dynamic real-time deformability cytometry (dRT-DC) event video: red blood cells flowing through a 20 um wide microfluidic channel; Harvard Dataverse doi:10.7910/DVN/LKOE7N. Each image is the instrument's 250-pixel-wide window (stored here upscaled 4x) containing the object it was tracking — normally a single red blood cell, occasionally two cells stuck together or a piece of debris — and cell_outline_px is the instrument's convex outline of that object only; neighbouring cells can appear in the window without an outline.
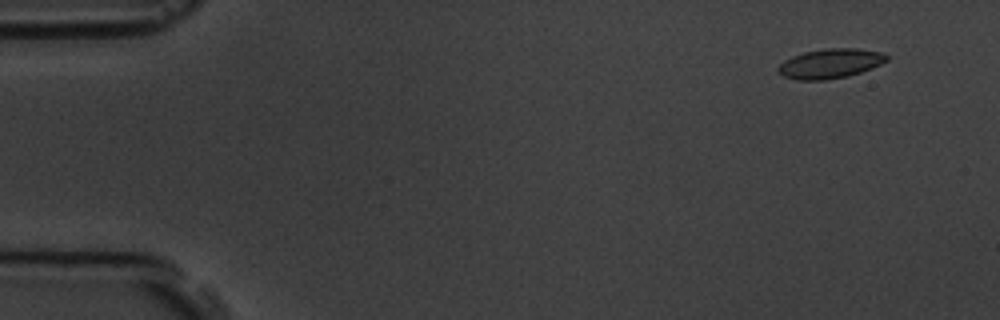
{"species": "common noctule bat (a hibernating species)", "species_latin": "Nyctalus noctula", "temperature_condition": "room temperature", "stored_images_in_passage": 5, "camera_frame_rate_fps": 3000, "um_per_image_px": 0.085, "animal": {"sex": "male", "body_mass_g": 19.5, "forearm_length_mm": 54.6}, "frame": {"image": 1, "passage_image": 1, "time_ms": 0.0, "image_size_px": [1000, 320], "cell_outline_px": [[888, 60], [872, 68], [848, 76], [824, 80], [796, 80], [784, 76], [776, 72], [776, 68], [784, 60], [792, 56], [804, 52], [824, 48], [856, 48], [884, 52], [888, 56]], "centroid_in_image_um": [70.55, 5.39], "position_along_channel_um": 14.4, "area_um2": 18.9}}
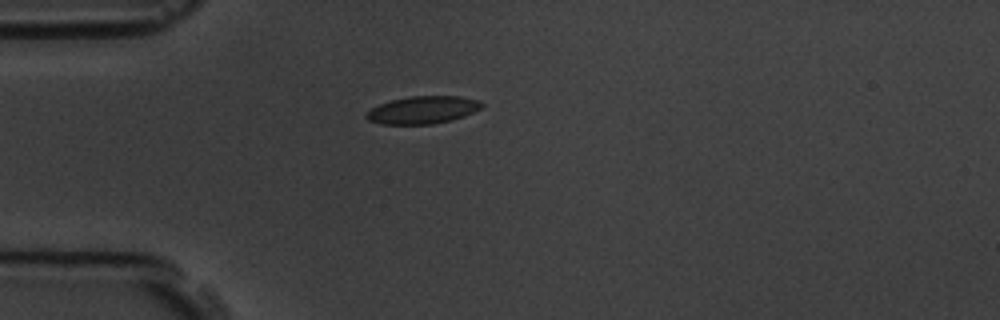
{"frame": {"image": 2, "passage_image": 4, "time_ms": 3.667, "image_size_px": [1000, 320], "cell_outline_px": [[484, 104], [480, 108], [464, 116], [452, 120], [432, 124], [380, 124], [368, 120], [364, 116], [372, 108], [380, 104], [392, 100], [408, 96], [460, 96], [480, 100]], "centroid_in_image_um": [35.94, 9.34], "position_along_channel_um": 49.1, "area_um2": 18.5}}